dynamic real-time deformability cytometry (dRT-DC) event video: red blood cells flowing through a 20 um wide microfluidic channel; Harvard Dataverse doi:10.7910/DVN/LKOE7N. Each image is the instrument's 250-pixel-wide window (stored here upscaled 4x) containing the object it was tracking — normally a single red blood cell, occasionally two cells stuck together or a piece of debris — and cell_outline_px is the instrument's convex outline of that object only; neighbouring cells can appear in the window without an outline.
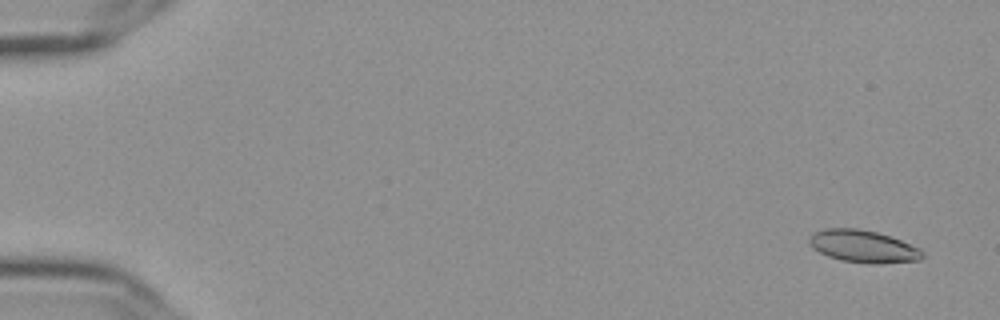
{"species": "Egyptian fruit bat (a non-hibernating species)", "species_latin": "Rousettus aegyptiacus", "temperature_condition": "cold", "stored_images_in_passage": 57, "camera_frame_rate_fps": 3000, "um_per_image_px": 0.085, "frame": {"image": 1, "passage_image": 3, "time_ms": 0.667, "image_size_px": [1000, 320], "cell_outline_px": [[924, 256], [920, 260], [880, 264], [876, 264], [840, 260], [828, 256], [812, 248], [808, 240], [812, 232], [824, 228], [856, 228], [876, 232], [900, 240], [920, 248], [924, 252]], "centroid_in_image_um": [73.36, 20.94], "position_along_channel_um": 11.6, "area_um2": 21.39}}
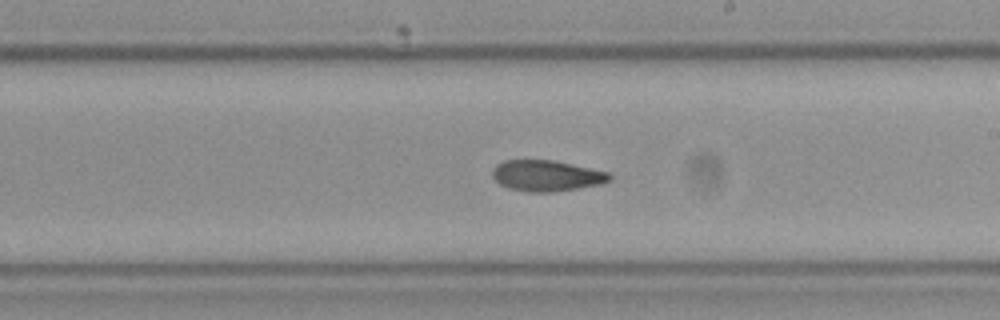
{"frame": {"image": 2, "passage_image": 34, "time_ms": 11.0, "image_size_px": [1000, 320], "cell_outline_px": [[612, 180], [600, 184], [552, 192], [528, 192], [508, 188], [500, 184], [492, 176], [492, 172], [496, 164], [504, 160], [552, 160], [608, 172], [612, 176]], "centroid_in_image_um": [46.44, 14.93], "position_along_channel_um": 242.6, "area_um2": 20.98}}
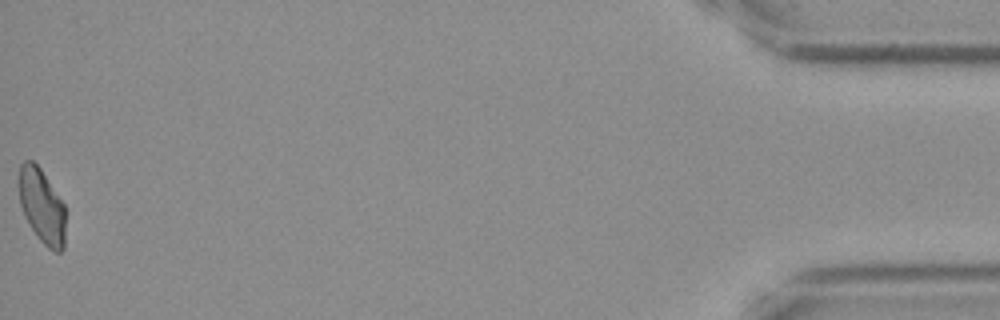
{"frame": {"image": 3, "passage_image": 57, "time_ms": 18.667, "image_size_px": [1000, 320], "cell_outline_px": [[64, 248], [60, 252], [56, 252], [48, 248], [40, 240], [24, 216], [20, 204], [20, 164], [24, 160], [32, 160], [40, 168], [64, 204]], "centroid_in_image_um": [3.56, 17.52], "position_along_channel_um": 431.6, "area_um2": 19.83}, "authors_computed_cell_mechanics": {"area_um2": 21.2126, "velocity_mm_per_s": 3.6453, "shape_relaxation_time_tau1_ms": null, "shape_relaxation_time_tau2_ms": 2.1486, "deformation_change_tau1": null, "deformation_change_tau2": 0.0746}}